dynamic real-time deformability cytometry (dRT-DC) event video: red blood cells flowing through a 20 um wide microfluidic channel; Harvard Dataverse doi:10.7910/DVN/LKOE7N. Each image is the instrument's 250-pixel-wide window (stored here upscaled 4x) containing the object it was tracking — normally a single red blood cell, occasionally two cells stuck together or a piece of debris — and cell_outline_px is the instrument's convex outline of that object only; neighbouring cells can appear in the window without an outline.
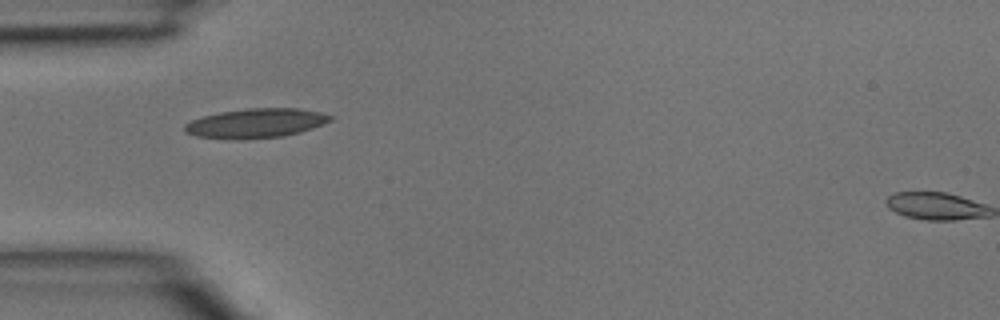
{"species": "common noctule bat (a hibernating species)", "species_latin": "Nyctalus noctula", "temperature_condition": "room temperature", "stored_images_in_passage": 2, "camera_frame_rate_fps": 3000, "um_per_image_px": 0.085, "animal": {"sex": "male", "body_mass_g": 15.6}, "frame": {"image": 1, "passage_image": 1, "time_ms": 0.0, "image_size_px": [1000, 320], "cell_outline_px": [[332, 120], [312, 128], [300, 132], [284, 136], [236, 140], [196, 136], [184, 132], [184, 124], [192, 120], [204, 116], [220, 112], [248, 108], [296, 108], [320, 112], [332, 116]], "centroid_in_image_um": [21.72, 10.48], "position_along_channel_um": 63.3, "area_um2": 24.91}}